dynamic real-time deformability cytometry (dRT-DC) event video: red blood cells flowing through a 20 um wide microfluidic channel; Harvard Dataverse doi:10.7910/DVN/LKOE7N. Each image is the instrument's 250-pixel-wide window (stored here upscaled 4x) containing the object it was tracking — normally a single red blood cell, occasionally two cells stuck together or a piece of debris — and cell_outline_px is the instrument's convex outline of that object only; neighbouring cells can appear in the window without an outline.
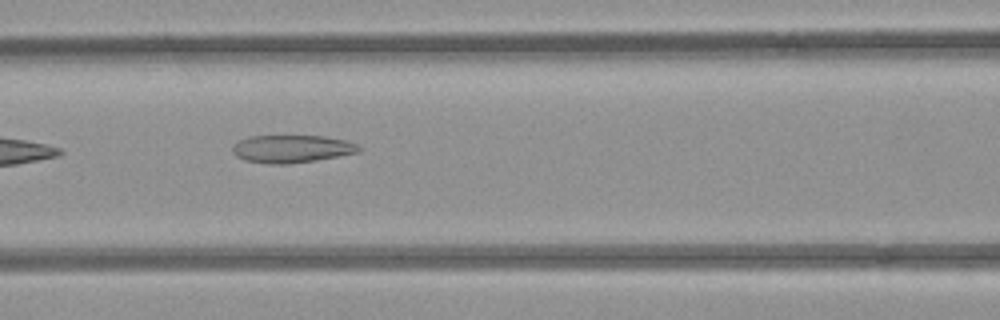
{"species": "common noctule bat (a hibernating species)", "species_latin": "Nyctalus noctula", "temperature_condition": "room temperature", "stored_images_in_passage": 8, "camera_frame_rate_fps": 3000, "um_per_image_px": 0.085, "animal": {"sex": "female", "body_mass_g": 21.9}, "frame": {"image": 1, "passage_image": 6, "time_ms": 5.667, "image_size_px": [1000, 320], "cell_outline_px": [[364, 148], [360, 152], [316, 160], [292, 164], [268, 164], [244, 160], [236, 156], [232, 152], [232, 144], [248, 136], [324, 136], [348, 140]], "centroid_in_image_um": [24.81, 12.65], "position_along_channel_um": 141.8, "area_um2": 20.69}}
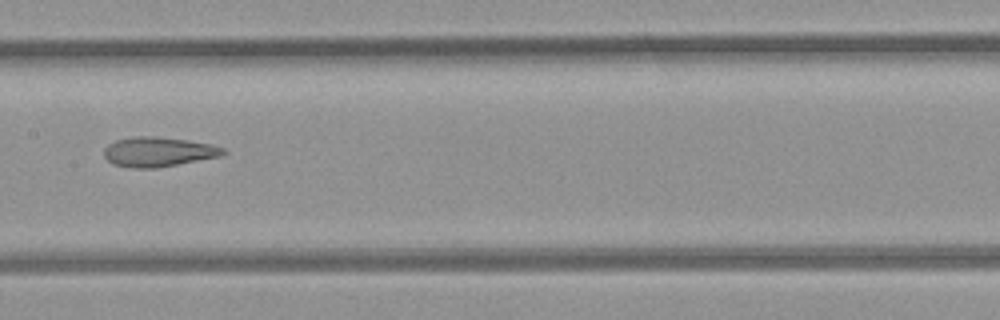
{"frame": {"image": 2, "passage_image": 7, "time_ms": 7.0, "image_size_px": [1000, 320], "cell_outline_px": [[228, 152], [220, 156], [156, 168], [132, 168], [112, 164], [104, 156], [104, 148], [108, 144], [116, 140], [136, 136], [156, 136], [188, 140], [212, 144], [224, 148]], "centroid_in_image_um": [13.45, 12.9], "position_along_channel_um": 193.9, "area_um2": 20.63}}
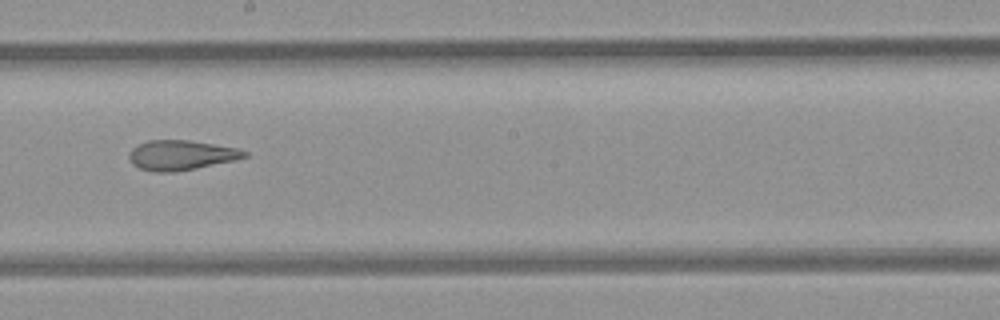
{"frame": {"image": 3, "passage_image": 8, "time_ms": 8.0, "image_size_px": [1000, 320], "cell_outline_px": [[248, 156], [236, 160], [196, 168], [172, 172], [156, 172], [140, 168], [132, 164], [128, 156], [128, 152], [132, 148], [148, 140], [192, 140], [236, 148], [248, 152]], "centroid_in_image_um": [15.39, 13.18], "position_along_channel_um": 232.8, "area_um2": 20.06}}